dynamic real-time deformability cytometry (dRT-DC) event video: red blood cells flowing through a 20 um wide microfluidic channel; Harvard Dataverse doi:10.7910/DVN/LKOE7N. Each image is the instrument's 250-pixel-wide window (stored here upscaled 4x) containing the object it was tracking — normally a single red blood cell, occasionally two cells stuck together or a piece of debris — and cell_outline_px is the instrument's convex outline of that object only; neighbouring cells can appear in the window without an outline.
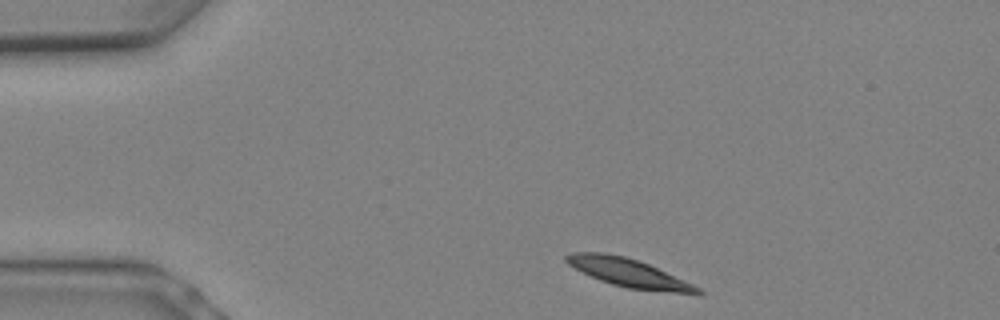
{"species": "Egyptian fruit bat (a non-hibernating species)", "species_latin": "Rousettus aegyptiacus", "temperature_condition": "warm", "stored_images_in_passage": 5, "camera_frame_rate_fps": 3000, "um_per_image_px": 0.085, "animal": {"sex": "female"}, "frame": {"image": 1, "passage_image": 1, "time_ms": 0.0, "image_size_px": [1000, 320], "cell_outline_px": [[704, 292], [700, 296], [628, 288], [612, 284], [600, 280], [568, 264], [564, 260], [564, 256], [572, 252], [604, 252], [624, 256], [640, 260], [692, 284], [700, 288]], "centroid_in_image_um": [53.5, 23.21], "position_along_channel_um": 31.5, "area_um2": 21.79}}
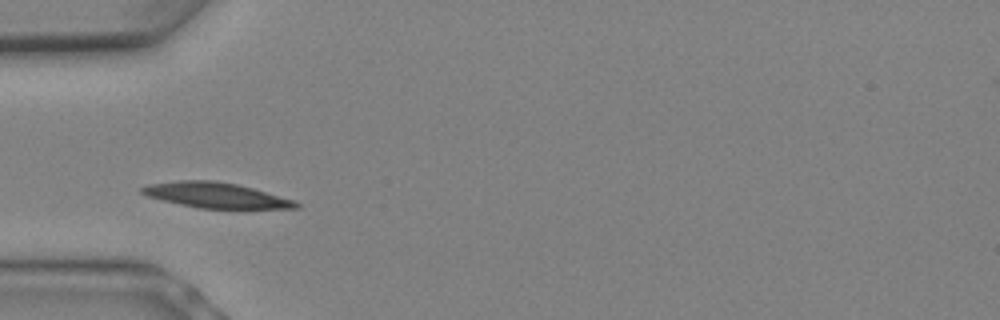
{"frame": {"image": 2, "passage_image": 4, "time_ms": 1.0, "image_size_px": [1000, 320], "cell_outline_px": [[300, 208], [200, 208], [180, 204], [148, 196], [140, 192], [140, 188], [148, 184], [180, 180], [212, 180], [236, 184], [252, 188], [296, 200], [300, 204]], "centroid_in_image_um": [18.36, 16.59], "position_along_channel_um": 66.6, "area_um2": 22.48}}